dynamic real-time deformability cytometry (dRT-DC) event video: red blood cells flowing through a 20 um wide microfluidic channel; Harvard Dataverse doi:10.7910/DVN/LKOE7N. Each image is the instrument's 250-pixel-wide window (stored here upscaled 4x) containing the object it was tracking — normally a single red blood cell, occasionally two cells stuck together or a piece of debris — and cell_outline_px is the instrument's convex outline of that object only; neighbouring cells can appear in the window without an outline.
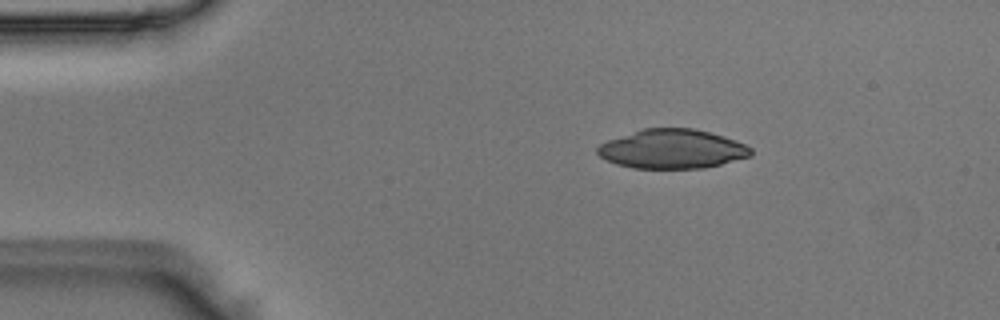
{"species": "Egyptian fruit bat (a non-hibernating species)", "species_latin": "Rousettus aegyptiacus", "temperature_condition": "room temperature", "stored_images_in_passage": 45, "camera_frame_rate_fps": 3000, "um_per_image_px": 0.085, "animal": {"sex": "male"}, "frame": {"image": 1, "passage_image": 3, "time_ms": 0.667, "image_size_px": [1000, 320], "cell_outline_px": [[752, 156], [704, 168], [632, 168], [616, 164], [600, 156], [596, 152], [596, 148], [600, 144], [608, 140], [644, 128], [696, 128], [724, 136], [736, 140], [752, 148]], "centroid_in_image_um": [57.15, 12.66], "position_along_channel_um": 27.8, "area_um2": 35.03}}